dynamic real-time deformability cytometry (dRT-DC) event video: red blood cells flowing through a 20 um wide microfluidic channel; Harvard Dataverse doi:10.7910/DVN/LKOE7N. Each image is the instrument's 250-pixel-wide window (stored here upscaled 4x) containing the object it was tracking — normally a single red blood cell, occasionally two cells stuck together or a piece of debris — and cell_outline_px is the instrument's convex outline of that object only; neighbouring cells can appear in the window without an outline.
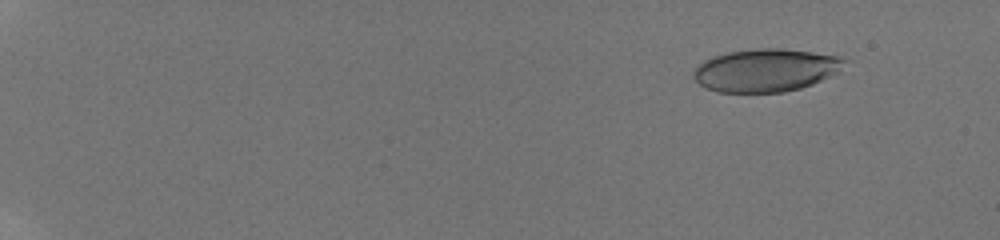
{"species": "human", "species_latin": "Homo sapiens", "temperature_condition": "room temperature", "stored_images_in_passage": 21, "camera_frame_rate_fps": 3000, "um_per_image_px": 0.085, "donor": {"sex": "male"}, "frame": {"image": 1, "passage_image": 3, "time_ms": 1.667, "image_size_px": [1000, 240], "cell_outline_px": [[848, 60], [836, 72], [812, 84], [800, 88], [784, 92], [716, 92], [704, 88], [692, 76], [692, 72], [704, 60], [728, 52], [760, 48], [780, 48], [812, 52], [840, 56]], "centroid_in_image_um": [65.06, 5.97], "position_along_channel_um": 19.9, "area_um2": 37.45}}
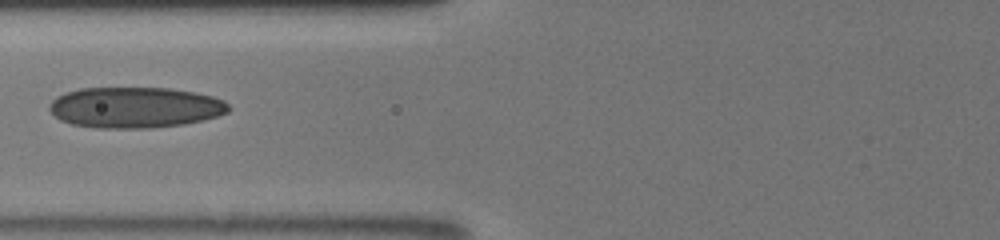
{"frame": {"image": 2, "passage_image": 13, "time_ms": 8.333, "image_size_px": [1000, 240], "cell_outline_px": [[228, 112], [216, 116], [184, 124], [148, 128], [96, 128], [72, 124], [60, 120], [48, 108], [48, 104], [56, 96], [64, 92], [80, 88], [168, 88], [192, 92], [212, 96], [224, 100], [228, 104]], "centroid_in_image_um": [11.42, 9.13], "position_along_channel_um": 114.4, "area_um2": 42.6}}
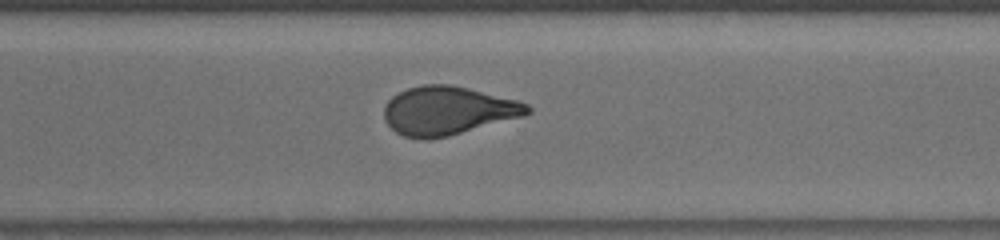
{"frame": {"image": 3, "passage_image": 21, "time_ms": 13.667, "image_size_px": [1000, 240], "cell_outline_px": [[532, 112], [524, 116], [448, 136], [424, 140], [404, 136], [396, 132], [384, 120], [384, 108], [388, 100], [392, 96], [408, 88], [424, 84], [448, 84], [468, 88], [516, 100], [528, 104], [532, 108]], "centroid_in_image_um": [38.06, 9.41], "position_along_channel_um": 332.5, "area_um2": 40.4}}